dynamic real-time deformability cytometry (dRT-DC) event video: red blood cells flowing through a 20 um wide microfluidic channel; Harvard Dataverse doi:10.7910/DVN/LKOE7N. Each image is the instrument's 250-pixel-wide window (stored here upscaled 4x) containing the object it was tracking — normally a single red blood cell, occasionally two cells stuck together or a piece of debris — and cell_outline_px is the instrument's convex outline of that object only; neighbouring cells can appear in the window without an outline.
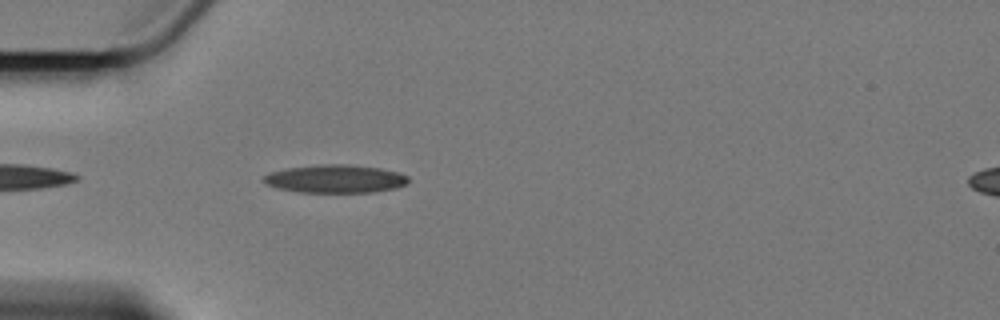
{"species": "Egyptian fruit bat (a non-hibernating species)", "species_latin": "Rousettus aegyptiacus", "temperature_condition": "cold", "stored_images_in_passage": 28, "camera_frame_rate_fps": 3000, "um_per_image_px": 0.085, "animal": {"sex": "female"}, "frame": {"image": 1, "passage_image": 3, "time_ms": 0.667, "image_size_px": [1000, 320], "cell_outline_px": [[408, 184], [396, 188], [372, 192], [300, 192], [276, 188], [264, 184], [260, 180], [268, 172], [284, 168], [320, 164], [348, 164], [380, 168], [400, 172], [408, 176]], "centroid_in_image_um": [28.46, 15.19], "position_along_channel_um": 56.5, "area_um2": 24.1}}
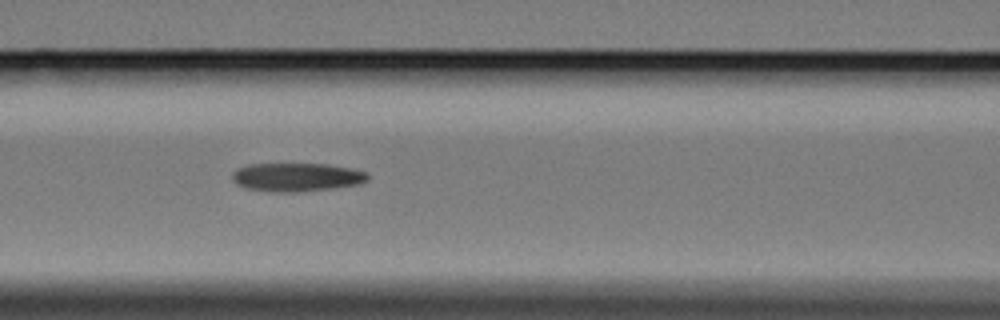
{"frame": {"image": 2, "passage_image": 11, "time_ms": 3.333, "image_size_px": [1000, 320], "cell_outline_px": [[368, 180], [360, 184], [332, 188], [296, 192], [272, 192], [244, 188], [236, 184], [232, 180], [232, 172], [236, 168], [248, 164], [328, 164], [352, 168], [368, 172]], "centroid_in_image_um": [25.19, 15.05], "position_along_channel_um": 141.4, "area_um2": 22.77}}
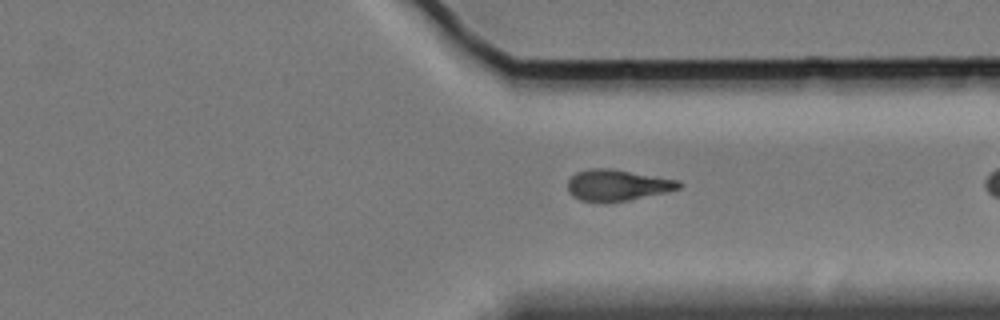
{"frame": {"image": 3, "passage_image": 27, "time_ms": 8.667, "image_size_px": [1000, 320], "cell_outline_px": [[684, 184], [680, 188], [664, 192], [604, 204], [580, 200], [572, 196], [568, 192], [568, 180], [576, 172], [588, 168], [612, 168], [680, 180]], "centroid_in_image_um": [52.44, 15.73], "position_along_channel_um": 359.0, "area_um2": 20.46}}